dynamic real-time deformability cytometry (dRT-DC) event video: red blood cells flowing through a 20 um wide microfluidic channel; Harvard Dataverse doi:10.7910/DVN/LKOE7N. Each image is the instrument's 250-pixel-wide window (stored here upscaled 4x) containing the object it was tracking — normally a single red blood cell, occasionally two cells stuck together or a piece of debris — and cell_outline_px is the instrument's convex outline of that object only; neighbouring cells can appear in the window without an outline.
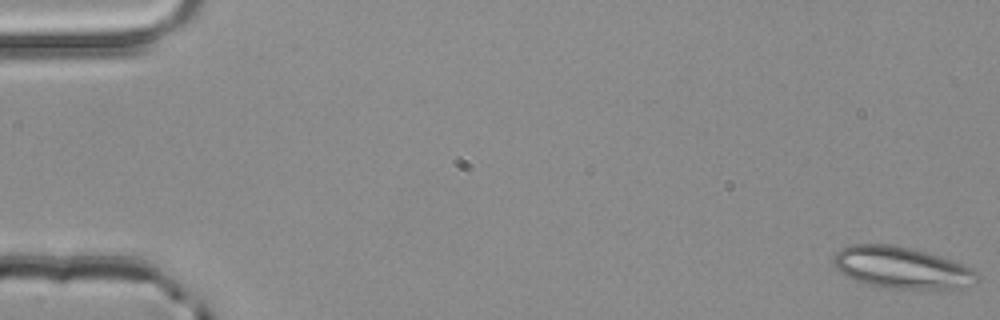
{"species": "common noctule bat (a hibernating species)", "species_latin": "Nyctalus noctula", "temperature_condition": "room temperature", "stored_images_in_passage": 3, "camera_frame_rate_fps": 3000, "um_per_image_px": 0.085, "animal": {"sex": "male", "body_mass_g": 20.4}, "frame": {"image": 1, "passage_image": 1, "time_ms": 0.0, "image_size_px": [1000, 320], "cell_outline_px": [[980, 276], [964, 288], [892, 288], [868, 284], [844, 276], [832, 264], [832, 256], [840, 248], [848, 244], [892, 244], [912, 248], [940, 256], [964, 264], [972, 268]], "centroid_in_image_um": [76.58, 22.72], "position_along_channel_um": 8.4, "area_um2": 34.91}}